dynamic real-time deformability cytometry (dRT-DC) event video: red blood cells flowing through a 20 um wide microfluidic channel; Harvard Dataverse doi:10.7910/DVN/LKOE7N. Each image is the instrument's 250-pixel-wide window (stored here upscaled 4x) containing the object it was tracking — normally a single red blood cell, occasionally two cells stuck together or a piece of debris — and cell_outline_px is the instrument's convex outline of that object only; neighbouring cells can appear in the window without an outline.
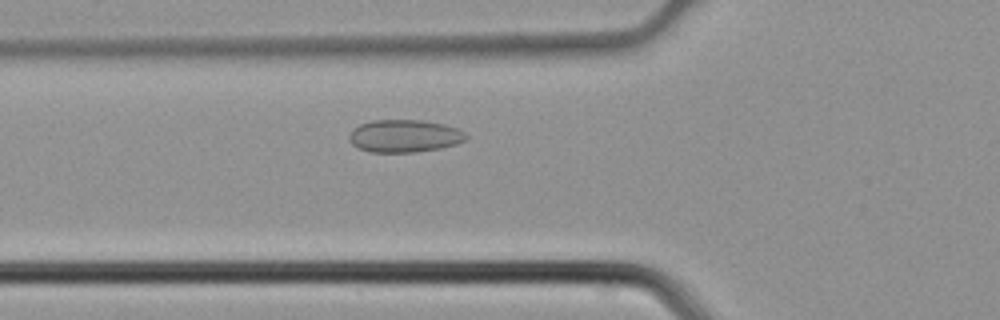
{"species": "common noctule bat (a hibernating species)", "species_latin": "Nyctalus noctula", "temperature_condition": "cold", "stored_images_in_passage": 5, "camera_frame_rate_fps": 3000, "um_per_image_px": 0.085, "animal": {"sex": "male", "body_mass_g": 21.5, "forearm_length_mm": 52.0}, "frame": {"image": 1, "passage_image": 5, "time_ms": 1.333, "image_size_px": [1000, 320], "cell_outline_px": [[468, 140], [456, 144], [440, 148], [416, 152], [368, 152], [356, 148], [348, 140], [348, 136], [352, 128], [360, 124], [372, 120], [420, 120], [444, 124], [456, 128], [464, 132], [468, 136]], "centroid_in_image_um": [34.34, 11.56], "position_along_channel_um": 91.5, "area_um2": 22.48}}